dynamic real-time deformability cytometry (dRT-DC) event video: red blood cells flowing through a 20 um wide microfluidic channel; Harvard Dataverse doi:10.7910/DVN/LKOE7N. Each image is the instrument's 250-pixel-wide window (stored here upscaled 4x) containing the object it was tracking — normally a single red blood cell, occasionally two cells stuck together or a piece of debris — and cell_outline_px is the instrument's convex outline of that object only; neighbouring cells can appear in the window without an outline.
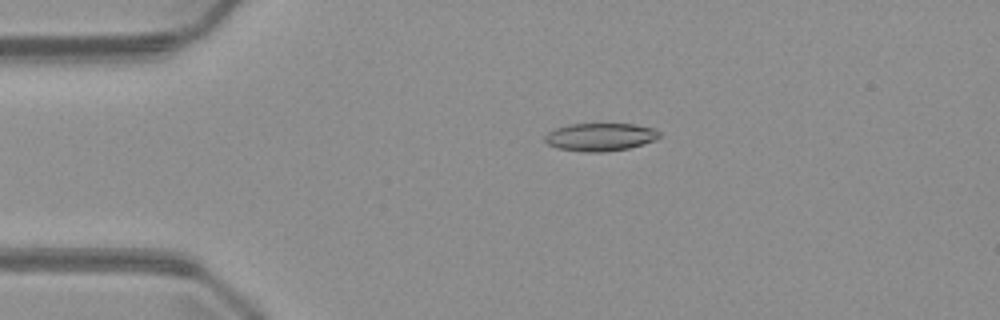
{"species": "common noctule bat (a hibernating species)", "species_latin": "Nyctalus noctula", "temperature_condition": "warm", "stored_images_in_passage": 4, "camera_frame_rate_fps": 3000, "um_per_image_px": 0.085, "animal": {"sex": "male", "body_mass_g": 23.1, "forearm_length_mm": 52.7}, "frame": {"image": 1, "passage_image": 3, "time_ms": 2.667, "image_size_px": [1000, 320], "cell_outline_px": [[660, 136], [656, 140], [628, 148], [604, 152], [584, 152], [556, 148], [548, 144], [544, 140], [544, 136], [548, 132], [556, 128], [568, 124], [636, 124], [656, 128], [660, 132]], "centroid_in_image_um": [51.03, 11.64], "position_along_channel_um": 34.0, "area_um2": 18.79}}
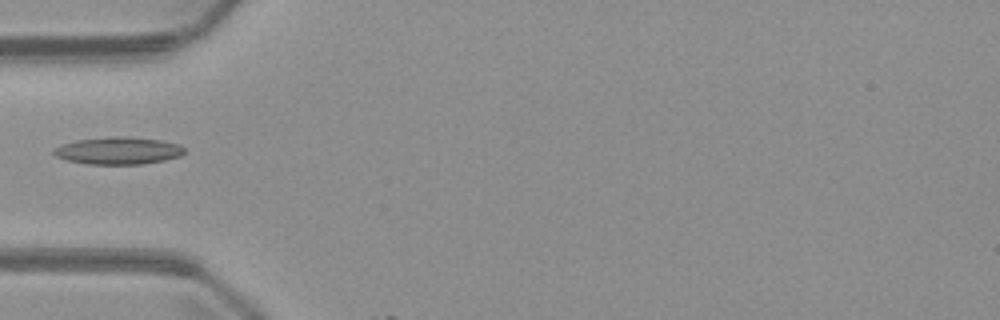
{"frame": {"image": 2, "passage_image": 4, "time_ms": 4.667, "image_size_px": [1000, 320], "cell_outline_px": [[184, 152], [180, 156], [164, 160], [140, 164], [88, 164], [68, 160], [56, 156], [52, 152], [52, 148], [76, 140], [116, 136], [128, 136], [160, 140], [180, 144], [184, 148]], "centroid_in_image_um": [10.05, 12.8], "position_along_channel_um": 74.9, "area_um2": 20.69}}